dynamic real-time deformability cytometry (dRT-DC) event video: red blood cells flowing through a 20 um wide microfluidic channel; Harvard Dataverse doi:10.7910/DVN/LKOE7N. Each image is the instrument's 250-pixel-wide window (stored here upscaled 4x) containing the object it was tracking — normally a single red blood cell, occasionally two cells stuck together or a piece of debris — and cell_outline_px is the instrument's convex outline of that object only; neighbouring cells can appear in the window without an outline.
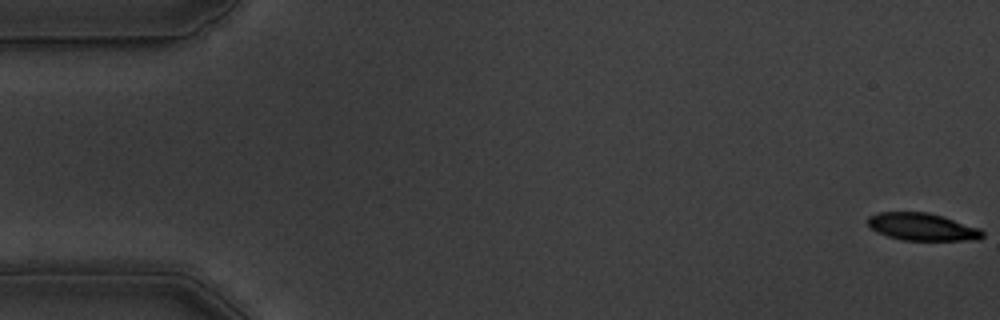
{"species": "common noctule bat (a hibernating species)", "species_latin": "Nyctalus noctula", "temperature_condition": "warm", "stored_images_in_passage": 56, "camera_frame_rate_fps": 3000, "um_per_image_px": 0.085, "animal": {"sex": "male", "body_mass_g": 19.5, "forearm_length_mm": 54.6}, "frame": {"image": 1, "passage_image": 1, "time_ms": 0.0, "image_size_px": [1000, 320], "cell_outline_px": [[984, 236], [980, 240], [904, 240], [888, 236], [876, 232], [868, 224], [868, 216], [880, 212], [928, 212], [980, 228], [984, 232]], "centroid_in_image_um": [78.41, 19.28], "position_along_channel_um": 6.6, "area_um2": 18.26}}
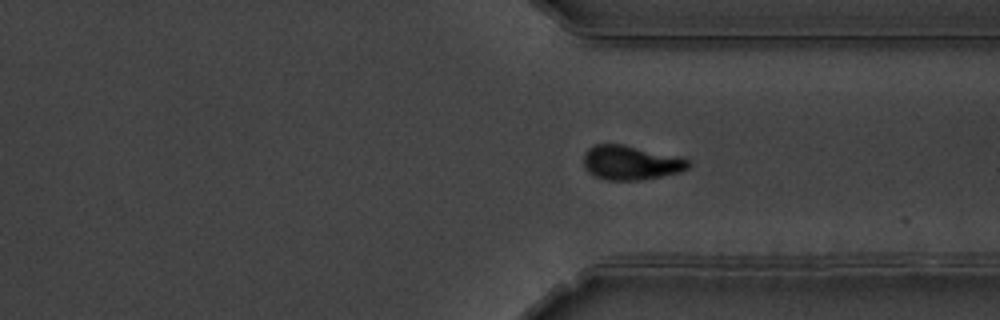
{"frame": {"image": 2, "passage_image": 42, "time_ms": 13.667, "image_size_px": [1000, 320], "cell_outline_px": [[692, 164], [688, 168], [680, 172], [640, 180], [608, 180], [596, 176], [588, 172], [584, 168], [584, 152], [588, 148], [596, 144], [624, 144], [684, 156], [692, 160]], "centroid_in_image_um": [53.69, 13.8], "position_along_channel_um": 357.7, "area_um2": 21.44}}
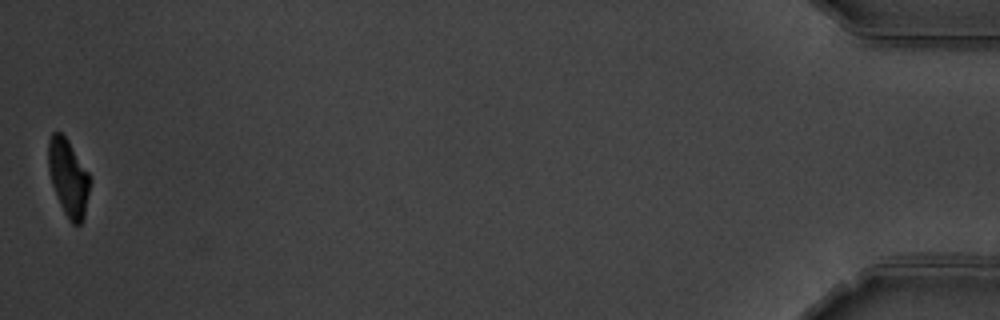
{"frame": {"image": 3, "passage_image": 56, "time_ms": 18.333, "image_size_px": [1000, 320], "cell_outline_px": [[92, 180], [84, 220], [80, 224], [72, 224], [64, 212], [60, 204], [52, 184], [48, 168], [48, 140], [52, 132], [60, 132], [68, 140], [88, 172]], "centroid_in_image_um": [5.83, 15.11], "position_along_channel_um": 429.4, "area_um2": 18.79}, "authors_computed_cell_mechanics": {"area_um2": 20.6635, "velocity_mm_per_s": 3.6101, "shape_relaxation_time_tau1_ms": 3.6699, "shape_relaxation_time_tau2_ms": 2.4884, "deformation_change_tau1": 0.1567, "deformation_change_tau2": 0.0726}}